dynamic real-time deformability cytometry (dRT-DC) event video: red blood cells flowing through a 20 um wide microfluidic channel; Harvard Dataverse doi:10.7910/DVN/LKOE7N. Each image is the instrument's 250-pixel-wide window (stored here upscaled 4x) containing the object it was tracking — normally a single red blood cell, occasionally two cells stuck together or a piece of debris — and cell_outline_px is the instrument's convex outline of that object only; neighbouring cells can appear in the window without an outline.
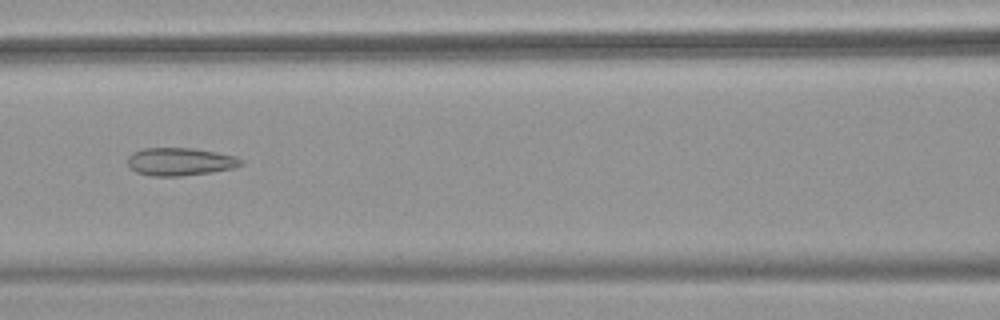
{"species": "common noctule bat (a hibernating species)", "species_latin": "Nyctalus noctula", "temperature_condition": "warm", "stored_images_in_passage": 44, "camera_frame_rate_fps": 3000, "um_per_image_px": 0.085, "animal": {"sex": "female", "body_mass_g": 18.4}, "frame": {"image": 1, "passage_image": 21, "time_ms": 6.667, "image_size_px": [1000, 320], "cell_outline_px": [[244, 164], [236, 168], [212, 172], [180, 176], [152, 176], [136, 172], [128, 168], [128, 156], [132, 152], [144, 148], [192, 148], [216, 152], [236, 156], [244, 160]], "centroid_in_image_um": [15.33, 13.74], "position_along_channel_um": 151.3, "area_um2": 18.67}}
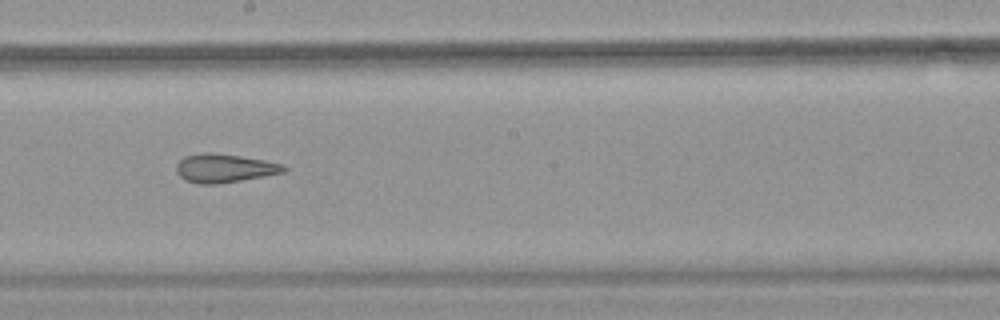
{"frame": {"image": 2, "passage_image": 27, "time_ms": 8.667, "image_size_px": [1000, 320], "cell_outline_px": [[288, 168], [284, 172], [264, 176], [216, 184], [200, 184], [184, 180], [176, 172], [176, 164], [184, 156], [204, 152], [212, 152], [240, 156], [264, 160], [284, 164]], "centroid_in_image_um": [19.05, 14.29], "position_along_channel_um": 229.1, "area_um2": 17.92}}
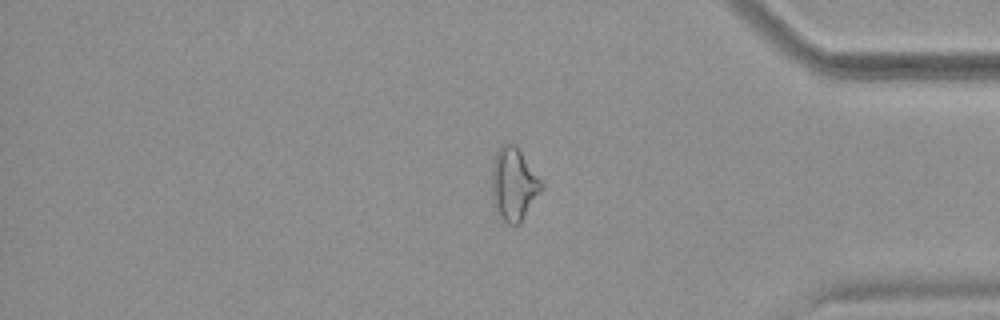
{"frame": {"image": 3, "passage_image": 41, "time_ms": 13.333, "image_size_px": [1000, 320], "cell_outline_px": [[544, 188], [520, 224], [508, 224], [496, 212], [492, 204], [492, 164], [496, 152], [508, 140], [516, 144], [544, 184]], "centroid_in_image_um": [43.67, 15.65], "position_along_channel_um": 391.5, "area_um2": 21.44}}